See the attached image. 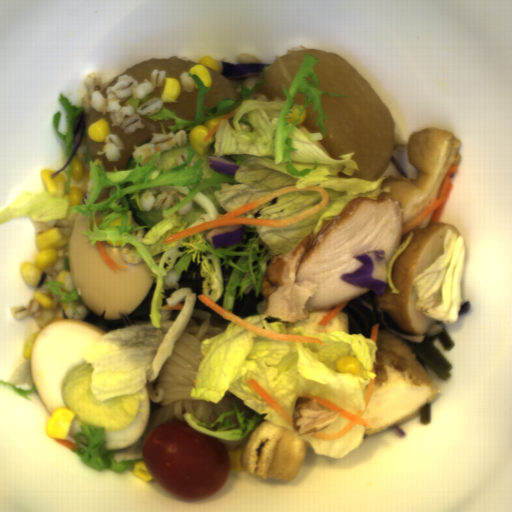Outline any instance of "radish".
<instances>
[{"label":"radish","instance_id":"obj_6","mask_svg":"<svg viewBox=\"0 0 512 512\" xmlns=\"http://www.w3.org/2000/svg\"><path fill=\"white\" fill-rule=\"evenodd\" d=\"M130 100H131V97H128L127 99H125L123 102H121V106H124V105H130Z\"/></svg>","mask_w":512,"mask_h":512},{"label":"radish","instance_id":"obj_5","mask_svg":"<svg viewBox=\"0 0 512 512\" xmlns=\"http://www.w3.org/2000/svg\"><path fill=\"white\" fill-rule=\"evenodd\" d=\"M163 88H164V84L161 85V86L155 87L153 89V91L151 92V94L149 95V99L148 100L152 99L153 97H157V98L161 99Z\"/></svg>","mask_w":512,"mask_h":512},{"label":"radish","instance_id":"obj_3","mask_svg":"<svg viewBox=\"0 0 512 512\" xmlns=\"http://www.w3.org/2000/svg\"><path fill=\"white\" fill-rule=\"evenodd\" d=\"M197 63L198 61H186L172 56L164 58H150L115 76L105 89L101 91V94L103 97L107 98L108 88L116 85L118 78L121 75H130L136 80L138 85L145 79H149L150 81L153 70L165 71L166 78L172 77L179 81L181 85V93L175 101H164L162 106L171 111H175V116L192 121L195 119L197 112L198 86L194 81L193 92H187L180 81V75L183 72H189L191 68L197 65Z\"/></svg>","mask_w":512,"mask_h":512},{"label":"radish","instance_id":"obj_2","mask_svg":"<svg viewBox=\"0 0 512 512\" xmlns=\"http://www.w3.org/2000/svg\"><path fill=\"white\" fill-rule=\"evenodd\" d=\"M84 117L85 126L83 130V150L85 154L90 152L93 162L104 167L107 173L111 171H127L129 159L133 155L135 149L144 144L151 143L154 134H170L171 131L168 126L174 125L175 123L174 119L171 118L169 120H153L140 114L141 123H143L144 127H137L135 132L126 133L121 126H112L113 122L111 120L110 113L106 112L103 114L100 111H95L91 107L88 113H84ZM102 117L108 120L111 128L110 133L119 136L125 146V149L121 151L122 158L119 162H108L105 153L98 156L97 153L103 148L105 142L95 143L88 135V128L90 124Z\"/></svg>","mask_w":512,"mask_h":512},{"label":"radish","instance_id":"obj_4","mask_svg":"<svg viewBox=\"0 0 512 512\" xmlns=\"http://www.w3.org/2000/svg\"><path fill=\"white\" fill-rule=\"evenodd\" d=\"M211 76L210 91L204 96V107L213 109L221 99L224 98H239L241 93L240 89H234L232 82L227 79L224 75H220V71H216L210 67H206Z\"/></svg>","mask_w":512,"mask_h":512},{"label":"radish","instance_id":"obj_1","mask_svg":"<svg viewBox=\"0 0 512 512\" xmlns=\"http://www.w3.org/2000/svg\"><path fill=\"white\" fill-rule=\"evenodd\" d=\"M309 54L319 62L313 71L319 80V90L343 96L321 94V108L328 119L316 125L319 114L313 113V101L303 110L297 127H305L310 133H320L326 152L332 160H344L340 155L354 153L359 170L352 176L342 171L339 178H359L376 181L383 177L391 164V156L397 145L396 129L387 106L373 87L349 63L335 53L321 50H300L281 54L264 71V83L245 102H284L291 84L305 58ZM244 102V103H245Z\"/></svg>","mask_w":512,"mask_h":512}]
</instances>
